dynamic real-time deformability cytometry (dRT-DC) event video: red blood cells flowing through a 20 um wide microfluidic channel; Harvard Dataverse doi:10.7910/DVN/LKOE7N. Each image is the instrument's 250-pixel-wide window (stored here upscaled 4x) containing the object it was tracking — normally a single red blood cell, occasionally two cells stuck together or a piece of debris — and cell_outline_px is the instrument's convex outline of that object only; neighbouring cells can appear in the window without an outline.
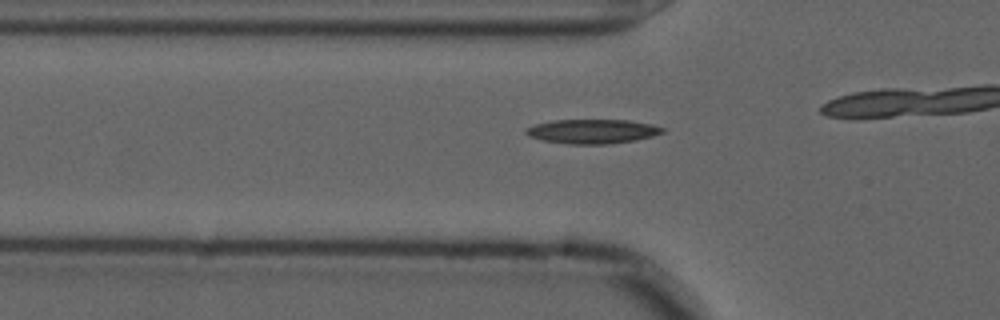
{"species": "common noctule bat (a hibernating species)", "species_latin": "Nyctalus noctula", "temperature_condition": "cold", "stored_images_in_passage": 8, "camera_frame_rate_fps": 3000, "um_per_image_px": 0.085, "animal": {"sex": "male", "forearm_length_mm": 52.5}, "frame": {"image": 1, "passage_image": 2, "time_ms": 0.333, "image_size_px": [1000, 320], "cell_outline_px": [[664, 132], [652, 136], [636, 140], [608, 144], [568, 144], [544, 140], [528, 136], [524, 132], [524, 128], [536, 124], [556, 120], [628, 120], [652, 124], [664, 128]], "centroid_in_image_um": [50.35, 11.17], "position_along_channel_um": 75.4, "area_um2": 19.31}}